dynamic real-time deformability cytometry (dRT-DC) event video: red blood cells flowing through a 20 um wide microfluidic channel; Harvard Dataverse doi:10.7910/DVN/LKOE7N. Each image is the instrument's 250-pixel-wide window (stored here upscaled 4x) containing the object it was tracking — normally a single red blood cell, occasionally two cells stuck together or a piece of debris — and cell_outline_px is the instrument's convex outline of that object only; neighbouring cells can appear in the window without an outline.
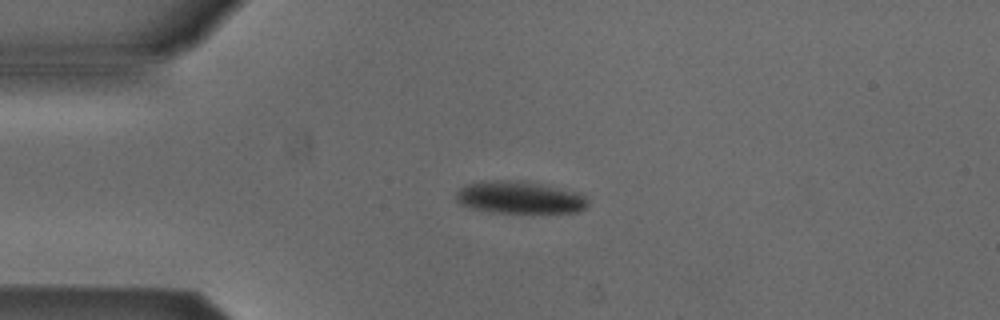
{"species": "Egyptian fruit bat (a non-hibernating species)", "species_latin": "Rousettus aegyptiacus", "temperature_condition": "cold", "stored_images_in_passage": 5, "camera_frame_rate_fps": 3000, "um_per_image_px": 0.085, "animal": {"sex": "male"}, "frame": {"image": 1, "passage_image": 1, "time_ms": 0.0, "image_size_px": [1000, 320], "cell_outline_px": [[588, 208], [580, 212], [488, 212], [472, 208], [460, 204], [456, 200], [456, 192], [464, 184], [480, 180], [500, 180], [540, 184], [580, 192], [588, 200]], "centroid_in_image_um": [44.15, 16.78], "position_along_channel_um": 40.8, "area_um2": 24.85}}
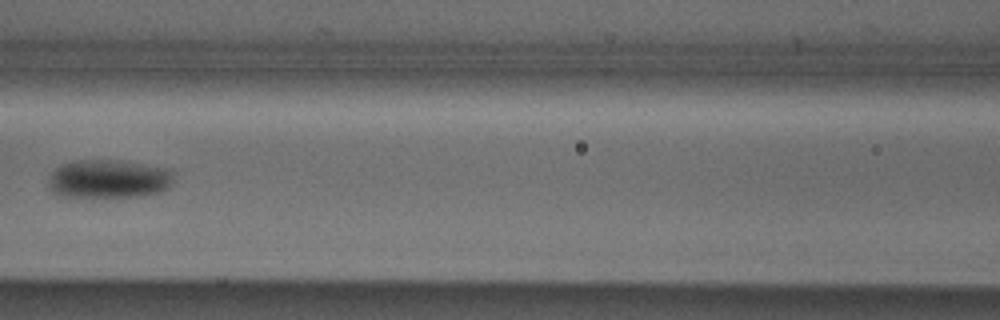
{"frame": {"image": 2, "passage_image": 4, "time_ms": 1.0, "image_size_px": [1000, 320], "cell_outline_px": [[172, 180], [168, 188], [164, 192], [140, 196], [60, 196], [52, 192], [48, 184], [48, 180], [52, 172], [56, 168], [72, 160], [112, 160], [172, 168]], "centroid_in_image_um": [9.25, 15.2], "position_along_channel_um": 157.3, "area_um2": 28.09}}
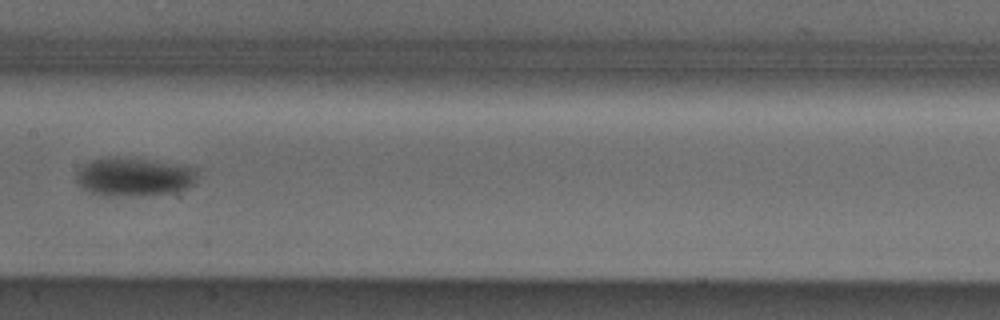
{"frame": {"image": 3, "passage_image": 5, "time_ms": 1.333, "image_size_px": [1000, 320], "cell_outline_px": [[200, 168], [196, 184], [188, 188], [172, 192], [136, 196], [108, 196], [88, 192], [76, 184], [76, 172], [84, 164], [92, 160], [104, 156], [116, 156], [188, 164]], "centroid_in_image_um": [11.45, 15.01], "position_along_channel_um": 195.9, "area_um2": 28.32}}